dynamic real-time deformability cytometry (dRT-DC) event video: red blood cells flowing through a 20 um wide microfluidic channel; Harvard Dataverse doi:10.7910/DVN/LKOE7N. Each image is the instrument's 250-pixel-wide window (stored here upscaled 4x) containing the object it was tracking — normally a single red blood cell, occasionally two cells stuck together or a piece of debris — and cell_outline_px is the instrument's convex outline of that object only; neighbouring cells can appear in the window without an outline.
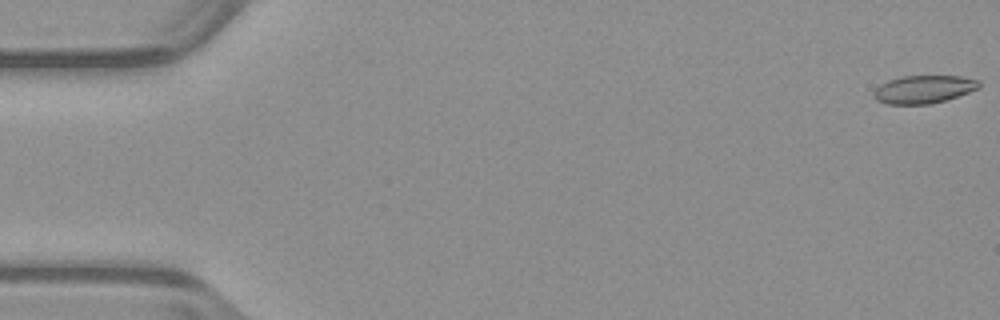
{"species": "common noctule bat (a hibernating species)", "species_latin": "Nyctalus noctula", "temperature_condition": "warm", "stored_images_in_passage": 53, "camera_frame_rate_fps": 3000, "um_per_image_px": 0.085, "animal": {"sex": "male", "body_mass_g": 23.1, "forearm_length_mm": 52.7}, "frame": {"image": 1, "passage_image": 1, "time_ms": 0.0, "image_size_px": [1000, 320], "cell_outline_px": [[980, 88], [932, 104], [888, 104], [876, 100], [872, 96], [872, 92], [880, 84], [888, 80], [900, 76], [960, 76], [980, 80]], "centroid_in_image_um": [78.48, 7.59], "position_along_channel_um": 6.5, "area_um2": 17.22}}
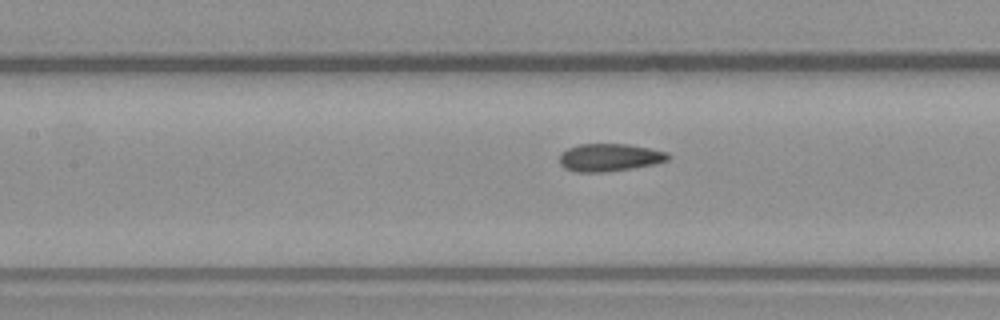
{"frame": {"image": 2, "passage_image": 24, "time_ms": 7.667, "image_size_px": [1000, 320], "cell_outline_px": [[672, 156], [668, 160], [656, 164], [632, 168], [604, 172], [576, 172], [564, 168], [560, 164], [560, 152], [568, 148], [580, 144], [628, 144], [668, 152]], "centroid_in_image_um": [51.82, 13.38], "position_along_channel_um": 155.6, "area_um2": 17.63}}
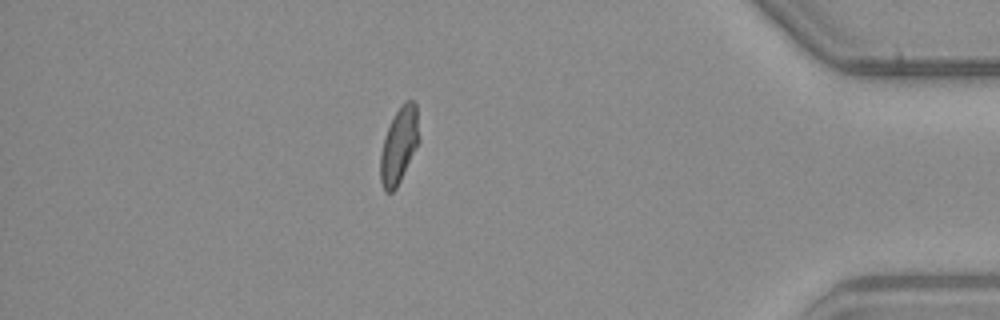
{"frame": {"image": 3, "passage_image": 46, "time_ms": 15.0, "image_size_px": [1000, 320], "cell_outline_px": [[420, 140], [396, 188], [392, 192], [384, 192], [380, 180], [380, 156], [384, 140], [388, 128], [400, 104], [408, 100], [412, 100], [416, 104]], "centroid_in_image_um": [33.92, 12.35], "position_along_channel_um": 401.3, "area_um2": 16.94}, "authors_computed_cell_mechanics": {"area_um2": 17.5712, "velocity_mm_per_s": 3.9559, "shape_relaxation_time_tau1_ms": 5.8579, "shape_relaxation_time_tau2_ms": 1.0973, "deformation_change_tau1": 0.1626, "deformation_change_tau2": 0.0707}}